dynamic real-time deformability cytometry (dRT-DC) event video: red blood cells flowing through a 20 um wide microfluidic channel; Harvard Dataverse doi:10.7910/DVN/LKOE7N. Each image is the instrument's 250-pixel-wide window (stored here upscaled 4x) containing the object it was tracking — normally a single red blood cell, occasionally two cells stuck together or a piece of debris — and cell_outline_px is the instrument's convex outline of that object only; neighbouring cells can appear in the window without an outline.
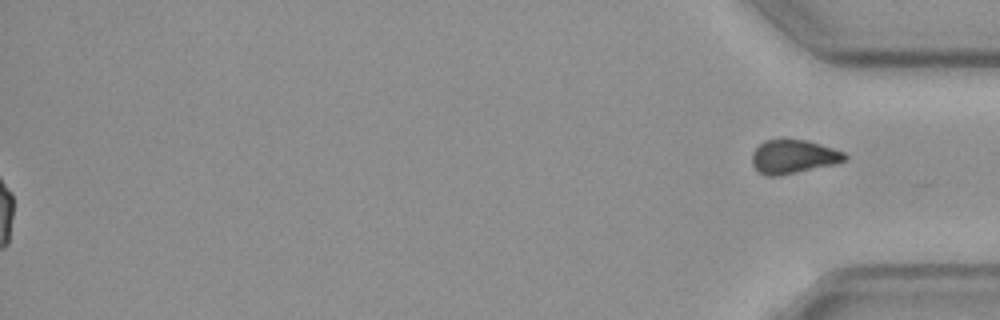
{"species": "common noctule bat (a hibernating species)", "species_latin": "Nyctalus noctula", "temperature_condition": "cold", "stored_images_in_passage": 59, "segment_of_instrument_passage": [2, 2], "camera_frame_rate_fps": 3000, "um_per_image_px": 0.085, "animal": {"sex": "female", "body_mass_g": 19.3, "forearm_length_mm": 54.1}, "frame": {"image": 1, "passage_image": 59, "time_ms": 19.333, "image_size_px": [1000, 320], "cell_outline_px": [[848, 160], [836, 164], [780, 176], [764, 176], [752, 164], [752, 152], [764, 140], [808, 140], [844, 152], [848, 156]], "centroid_in_image_um": [67.46, 13.33], "position_along_channel_um": 367.7, "area_um2": 18.32}}